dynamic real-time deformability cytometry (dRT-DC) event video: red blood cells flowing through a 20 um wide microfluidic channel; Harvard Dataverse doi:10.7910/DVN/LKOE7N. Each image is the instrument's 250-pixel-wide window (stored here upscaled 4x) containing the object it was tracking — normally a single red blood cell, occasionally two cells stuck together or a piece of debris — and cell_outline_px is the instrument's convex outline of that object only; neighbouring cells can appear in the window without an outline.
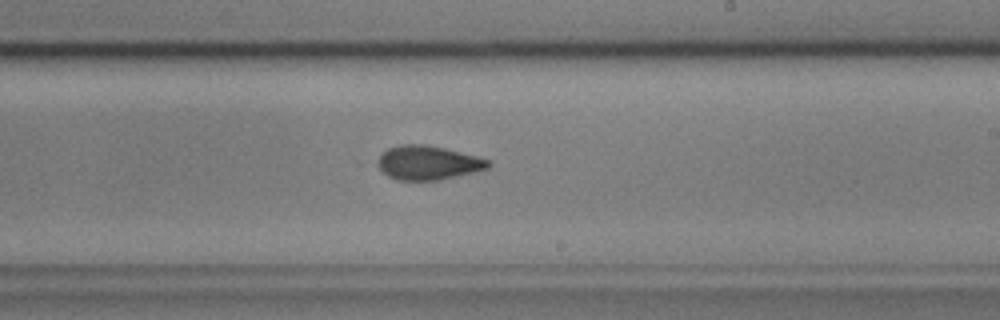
{"species": "common noctule bat (a hibernating species)", "species_latin": "Nyctalus noctula", "temperature_condition": "cold", "stored_images_in_passage": 41, "camera_frame_rate_fps": 3000, "um_per_image_px": 0.085, "animal": {"sex": "male", "body_mass_g": 17.9, "forearm_length_mm": 54.2}, "frame": {"image": 1, "passage_image": 25, "time_ms": 8.0, "image_size_px": [1000, 320], "cell_outline_px": [[492, 164], [488, 168], [440, 180], [396, 180], [388, 176], [376, 164], [380, 156], [388, 148], [400, 144], [424, 144], [444, 148], [476, 156], [488, 160]], "centroid_in_image_um": [36.36, 13.83], "position_along_channel_um": 252.6, "area_um2": 21.73}}